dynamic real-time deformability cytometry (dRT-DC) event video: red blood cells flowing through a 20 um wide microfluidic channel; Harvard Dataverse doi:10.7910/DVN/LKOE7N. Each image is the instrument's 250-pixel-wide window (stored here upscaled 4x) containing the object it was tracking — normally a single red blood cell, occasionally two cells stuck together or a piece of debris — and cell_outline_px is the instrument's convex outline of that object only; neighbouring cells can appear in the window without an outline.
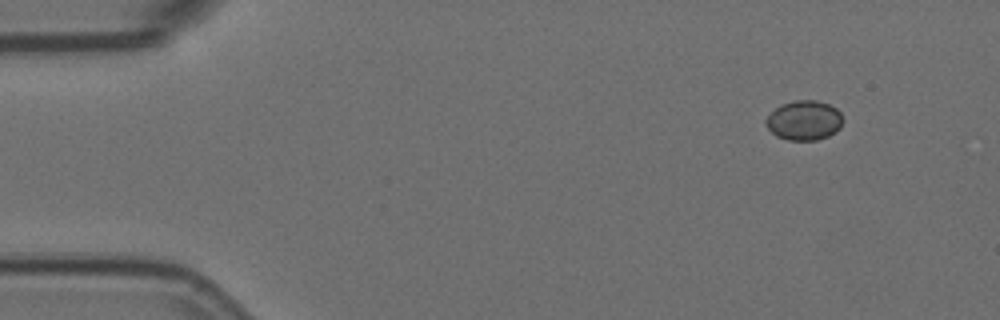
{"species": "Egyptian fruit bat (a non-hibernating species)", "species_latin": "Rousettus aegyptiacus", "temperature_condition": "room temperature", "stored_images_in_passage": 3, "camera_frame_rate_fps": 3000, "um_per_image_px": 0.085, "animal": {"sex": "female"}, "frame": {"image": 1, "passage_image": 1, "time_ms": 0.0, "image_size_px": [1000, 320], "cell_outline_px": [[844, 120], [840, 128], [836, 132], [828, 136], [816, 140], [788, 140], [776, 136], [764, 124], [764, 120], [780, 104], [796, 100], [816, 100], [828, 104], [836, 108], [840, 112]], "centroid_in_image_um": [68.36, 10.23], "position_along_channel_um": 16.6, "area_um2": 17.92}}